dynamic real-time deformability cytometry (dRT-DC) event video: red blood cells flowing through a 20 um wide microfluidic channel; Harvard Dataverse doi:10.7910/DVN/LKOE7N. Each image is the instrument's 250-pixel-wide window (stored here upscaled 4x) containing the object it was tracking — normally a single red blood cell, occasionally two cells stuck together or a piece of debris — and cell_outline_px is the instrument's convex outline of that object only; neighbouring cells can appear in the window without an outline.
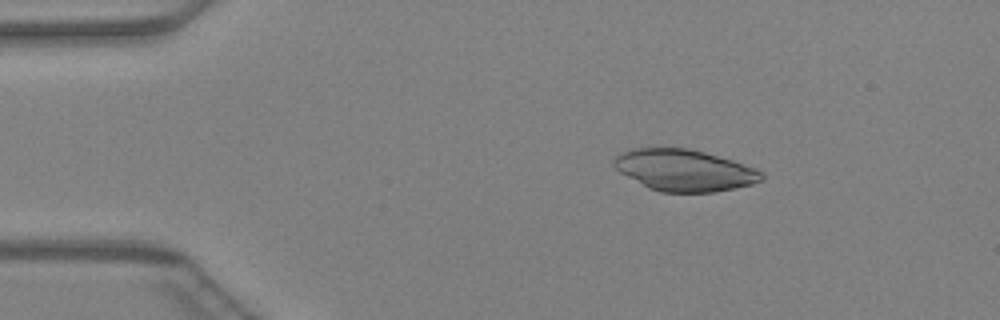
{"species": "Egyptian fruit bat (a non-hibernating species)", "species_latin": "Rousettus aegyptiacus", "temperature_condition": "warm", "stored_images_in_passage": 46, "camera_frame_rate_fps": 3000, "um_per_image_px": 0.085, "animal": {"sex": "female"}, "frame": {"image": 1, "passage_image": 8, "time_ms": 2.333, "image_size_px": [1000, 320], "cell_outline_px": [[764, 180], [752, 184], [712, 192], [660, 192], [648, 188], [620, 172], [612, 164], [612, 160], [620, 152], [632, 148], [688, 148], [704, 152], [732, 160], [764, 172]], "centroid_in_image_um": [58.14, 14.47], "position_along_channel_um": 26.9, "area_um2": 35.66}}
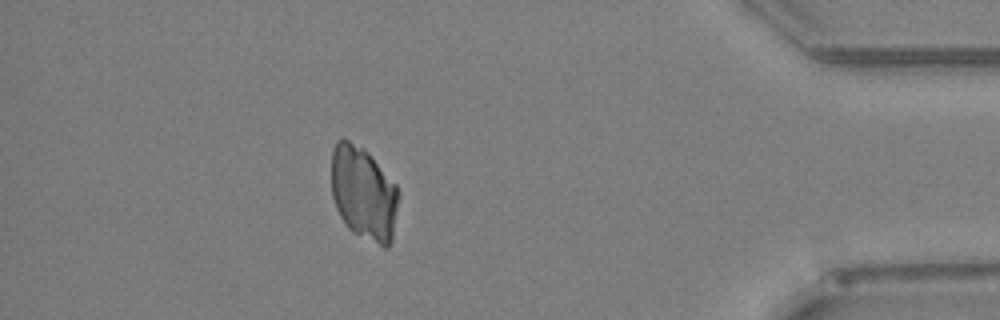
{"frame": {"image": 2, "passage_image": 41, "time_ms": 13.333, "image_size_px": [1000, 320], "cell_outline_px": [[396, 208], [392, 240], [388, 248], [384, 248], [352, 232], [348, 228], [340, 216], [336, 208], [332, 196], [332, 148], [336, 140], [344, 136], [364, 148], [372, 156], [396, 184]], "centroid_in_image_um": [30.86, 16.39], "position_along_channel_um": 404.3, "area_um2": 36.7}}